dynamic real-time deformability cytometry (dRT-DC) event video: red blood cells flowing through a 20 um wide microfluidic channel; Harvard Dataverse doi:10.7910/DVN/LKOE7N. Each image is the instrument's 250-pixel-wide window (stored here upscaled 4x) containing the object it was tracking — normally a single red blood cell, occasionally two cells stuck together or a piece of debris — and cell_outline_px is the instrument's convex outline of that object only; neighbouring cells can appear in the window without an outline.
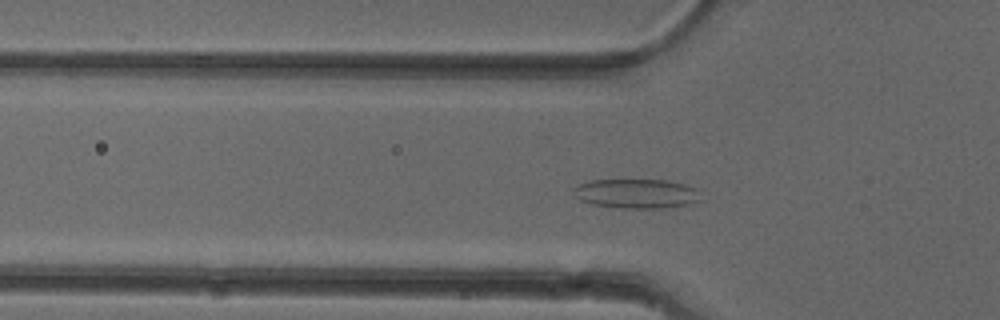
{"species": "common noctule bat (a hibernating species)", "species_latin": "Nyctalus noctula", "temperature_condition": "cold", "stored_images_in_passage": 51, "camera_frame_rate_fps": 3000, "um_per_image_px": 0.085, "animal": {"sex": "female"}, "frame": {"image": 1, "passage_image": 15, "time_ms": 4.667, "image_size_px": [1000, 320], "cell_outline_px": [[704, 200], [696, 204], [664, 208], [620, 208], [592, 204], [580, 200], [572, 192], [572, 188], [576, 184], [592, 180], [668, 180], [684, 184], [696, 188]], "centroid_in_image_um": [54.15, 16.46], "position_along_channel_um": 71.7, "area_um2": 22.31}}
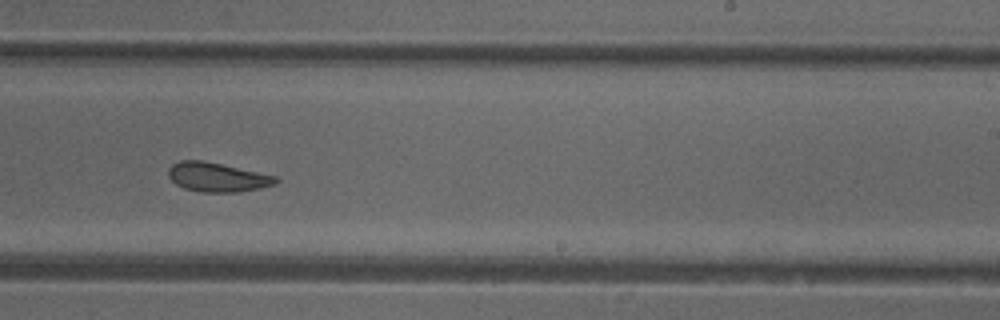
{"frame": {"image": 2, "passage_image": 30, "time_ms": 9.667, "image_size_px": [1000, 320], "cell_outline_px": [[280, 180], [276, 184], [260, 188], [236, 192], [200, 192], [184, 188], [176, 184], [168, 176], [168, 168], [172, 164], [180, 160], [200, 160], [220, 164], [276, 176]], "centroid_in_image_um": [18.45, 15.06], "position_along_channel_um": 270.6, "area_um2": 18.15}}
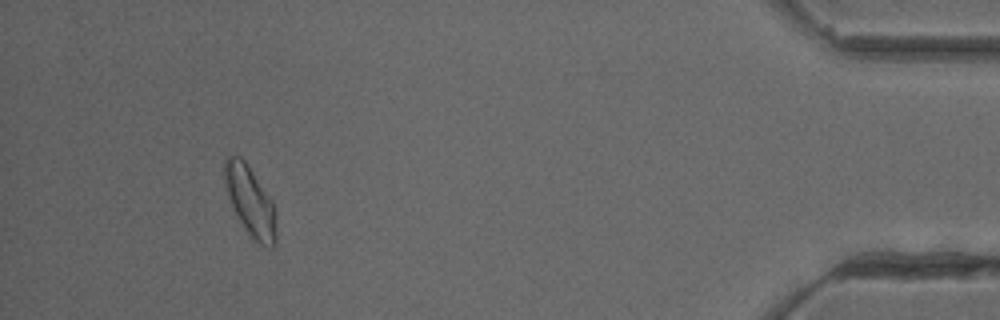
{"frame": {"image": 3, "passage_image": 46, "time_ms": 15.0, "image_size_px": [1000, 320], "cell_outline_px": [[276, 244], [272, 248], [268, 248], [260, 244], [248, 236], [228, 196], [224, 184], [224, 160], [228, 156], [240, 156], [244, 160], [272, 200], [276, 208]], "centroid_in_image_um": [21.3, 17.14], "position_along_channel_um": 413.9, "area_um2": 21.04}}